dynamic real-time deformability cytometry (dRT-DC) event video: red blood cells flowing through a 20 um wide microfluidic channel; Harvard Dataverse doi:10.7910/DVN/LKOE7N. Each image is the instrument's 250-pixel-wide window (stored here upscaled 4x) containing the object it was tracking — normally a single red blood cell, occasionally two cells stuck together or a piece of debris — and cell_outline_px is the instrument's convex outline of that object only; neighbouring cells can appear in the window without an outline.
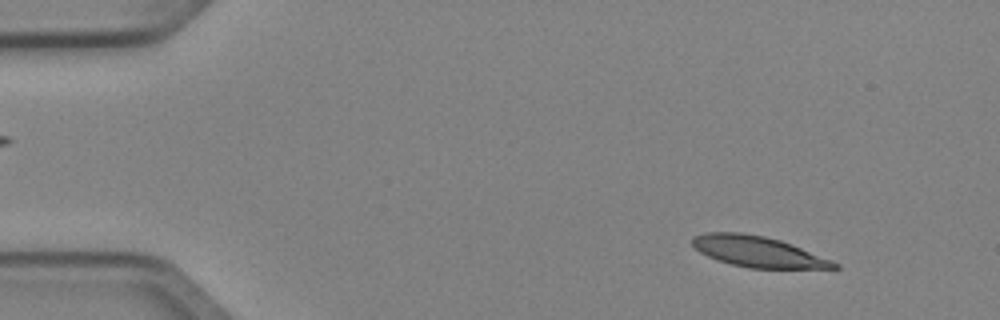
{"species": "Egyptian fruit bat (a non-hibernating species)", "species_latin": "Rousettus aegyptiacus", "temperature_condition": "cold", "stored_images_in_passage": 5, "camera_frame_rate_fps": 3000, "um_per_image_px": 0.085, "animal": {"sex": "female"}, "frame": {"image": 1, "passage_image": 1, "time_ms": 0.0, "image_size_px": [1000, 320], "cell_outline_px": [[840, 268], [748, 268], [716, 260], [700, 252], [692, 244], [692, 236], [704, 232], [740, 232], [764, 236], [780, 240], [792, 244], [832, 260], [840, 264]], "centroid_in_image_um": [64.41, 21.38], "position_along_channel_um": 20.6, "area_um2": 25.43}}
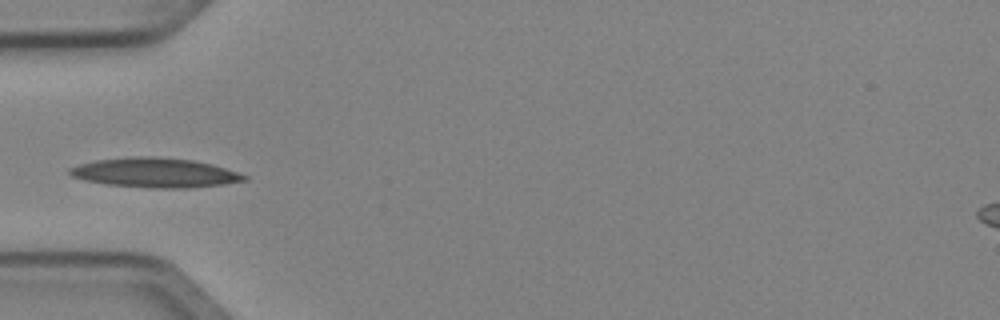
{"frame": {"image": 2, "passage_image": 4, "time_ms": 1.0, "image_size_px": [1000, 320], "cell_outline_px": [[248, 180], [224, 184], [188, 188], [156, 188], [104, 184], [84, 180], [72, 176], [68, 172], [68, 168], [80, 164], [96, 160], [132, 156], [156, 156], [192, 160], [212, 164], [248, 176]], "centroid_in_image_um": [13.16, 14.68], "position_along_channel_um": 71.8, "area_um2": 30.06}}
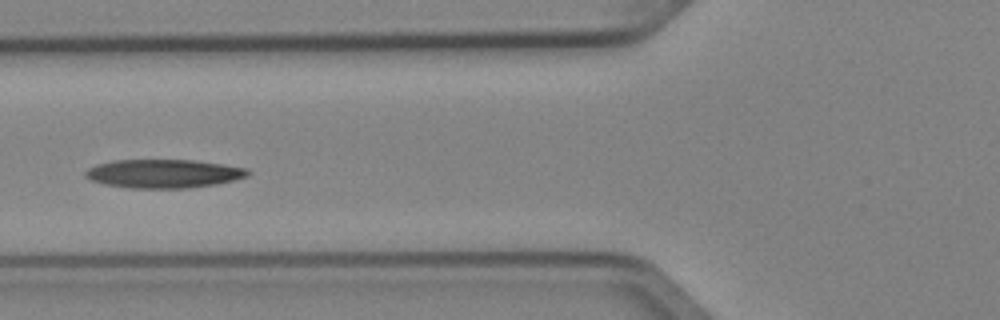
{"frame": {"image": 3, "passage_image": 5, "time_ms": 1.333, "image_size_px": [1000, 320], "cell_outline_px": [[252, 172], [248, 176], [216, 184], [188, 188], [128, 188], [104, 184], [92, 180], [84, 176], [84, 172], [88, 168], [100, 164], [116, 160], [192, 160], [248, 168]], "centroid_in_image_um": [13.92, 14.76], "position_along_channel_um": 111.9, "area_um2": 26.93}}